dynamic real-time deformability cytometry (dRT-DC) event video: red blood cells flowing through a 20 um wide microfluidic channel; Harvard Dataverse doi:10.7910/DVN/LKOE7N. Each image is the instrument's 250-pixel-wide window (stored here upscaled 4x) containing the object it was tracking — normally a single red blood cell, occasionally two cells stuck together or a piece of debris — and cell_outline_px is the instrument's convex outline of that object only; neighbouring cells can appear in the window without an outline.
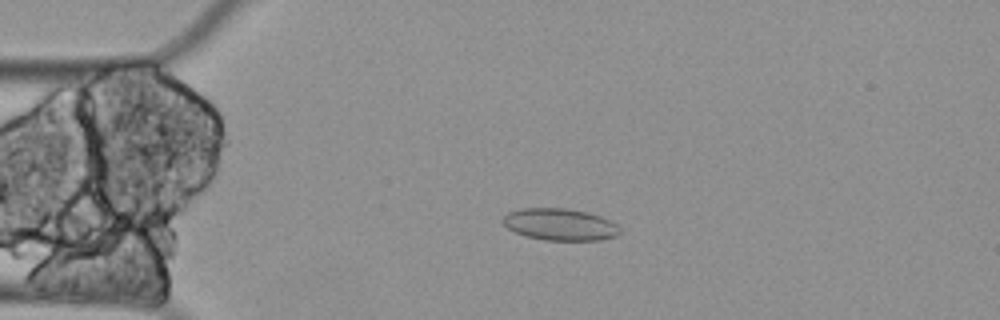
{"species": "Egyptian fruit bat (a non-hibernating species)", "species_latin": "Rousettus aegyptiacus", "temperature_condition": "cold", "stored_images_in_passage": 61, "camera_frame_rate_fps": 3000, "um_per_image_px": 0.085, "animal": {"sex": "female"}, "frame": {"image": 1, "passage_image": 14, "time_ms": 4.333, "image_size_px": [1000, 320], "cell_outline_px": [[620, 232], [616, 236], [600, 240], [544, 240], [528, 236], [516, 232], [508, 228], [500, 220], [508, 212], [520, 208], [564, 208], [588, 212], [600, 216], [616, 224], [620, 228]], "centroid_in_image_um": [47.58, 19.07], "position_along_channel_um": 37.4, "area_um2": 21.68}}
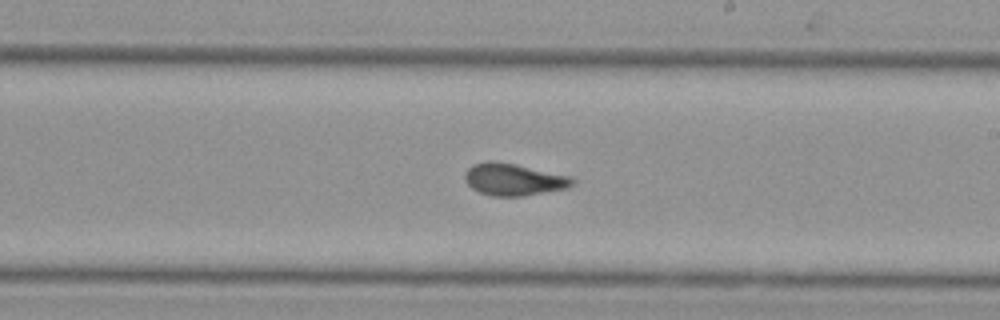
{"frame": {"image": 2, "passage_image": 35, "time_ms": 11.333, "image_size_px": [1000, 320], "cell_outline_px": [[576, 184], [568, 188], [524, 196], [492, 196], [480, 192], [472, 188], [464, 180], [464, 176], [468, 168], [472, 164], [488, 160], [516, 164], [572, 176], [576, 180]], "centroid_in_image_um": [43.7, 15.25], "position_along_channel_um": 245.3, "area_um2": 20.35}}
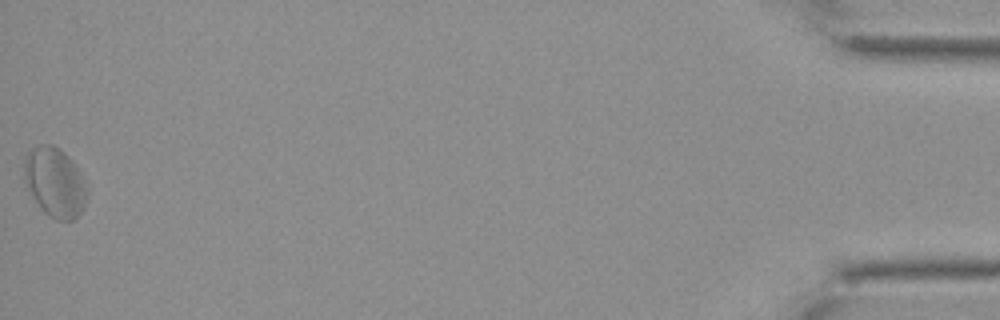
{"frame": {"image": 3, "passage_image": 61, "time_ms": 20.0, "image_size_px": [1000, 320], "cell_outline_px": [[88, 196], [80, 212], [72, 220], [56, 220], [48, 216], [40, 208], [24, 176], [24, 160], [28, 152], [32, 148], [40, 144], [52, 144], [60, 148], [72, 160], [88, 192]], "centroid_in_image_um": [4.66, 15.48], "position_along_channel_um": 430.5, "area_um2": 24.85}, "authors_computed_cell_mechanics": {"area_um2": 20.6346, "velocity_mm_per_s": 3.2417, "shape_relaxation_time_tau1_ms": null, "shape_relaxation_time_tau2_ms": 2.5997, "deformation_change_tau1": null, "deformation_change_tau2": 0.0743}}